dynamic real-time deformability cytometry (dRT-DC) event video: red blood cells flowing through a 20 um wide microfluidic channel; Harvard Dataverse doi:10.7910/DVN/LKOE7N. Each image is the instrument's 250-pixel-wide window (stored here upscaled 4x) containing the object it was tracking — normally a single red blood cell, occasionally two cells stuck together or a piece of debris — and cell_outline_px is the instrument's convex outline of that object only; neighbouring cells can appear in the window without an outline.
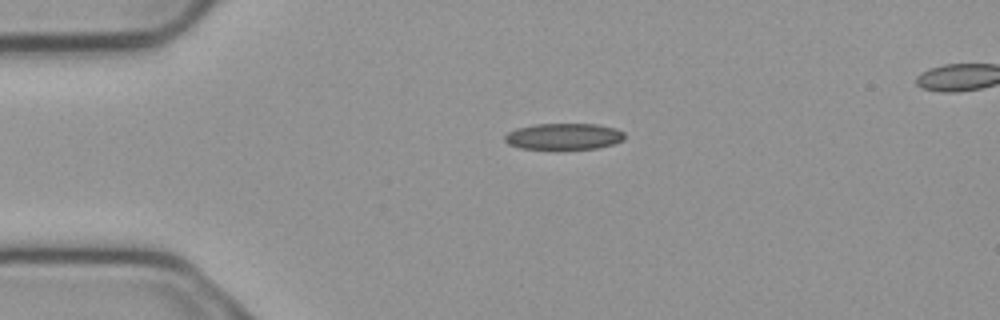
{"species": "common noctule bat (a hibernating species)", "species_latin": "Nyctalus noctula", "temperature_condition": "cold", "stored_images_in_passage": 4, "segment_of_instrument_passage": [1, 2], "camera_frame_rate_fps": 3000, "um_per_image_px": 0.085, "animal": {"sex": "male", "body_mass_g": 23.1, "forearm_length_mm": 52.7}, "frame": {"image": 1, "passage_image": 2, "time_ms": 0.333, "image_size_px": [1000, 320], "cell_outline_px": [[624, 140], [612, 144], [596, 148], [520, 148], [508, 144], [504, 140], [504, 136], [508, 132], [516, 128], [536, 124], [596, 124], [616, 128], [624, 132]], "centroid_in_image_um": [47.92, 11.58], "position_along_channel_um": 37.1, "area_um2": 18.15}}